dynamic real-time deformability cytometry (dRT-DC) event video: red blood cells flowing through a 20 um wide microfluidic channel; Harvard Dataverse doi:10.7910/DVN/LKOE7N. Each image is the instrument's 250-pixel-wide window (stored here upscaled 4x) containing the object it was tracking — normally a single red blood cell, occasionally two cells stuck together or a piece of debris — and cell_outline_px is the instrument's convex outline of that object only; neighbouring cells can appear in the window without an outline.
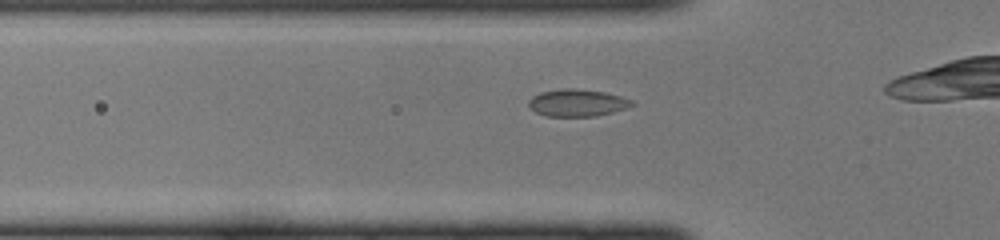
{"species": "common noctule bat (a hibernating species)", "species_latin": "Nyctalus noctula", "temperature_condition": "cold", "stored_images_in_passage": 10, "camera_frame_rate_fps": 3000, "um_per_image_px": 0.085, "animal": {"sex": "female", "body_mass_g": 22.0, "forearm_length_mm": 56.7}, "frame": {"image": 1, "passage_image": 2, "time_ms": 0.333, "image_size_px": [1000, 240], "cell_outline_px": [[636, 104], [628, 108], [596, 116], [544, 116], [536, 112], [528, 104], [528, 100], [532, 96], [540, 92], [564, 88], [576, 88], [604, 92], [620, 96], [632, 100]], "centroid_in_image_um": [49.07, 8.73], "position_along_channel_um": 76.7, "area_um2": 16.42}}
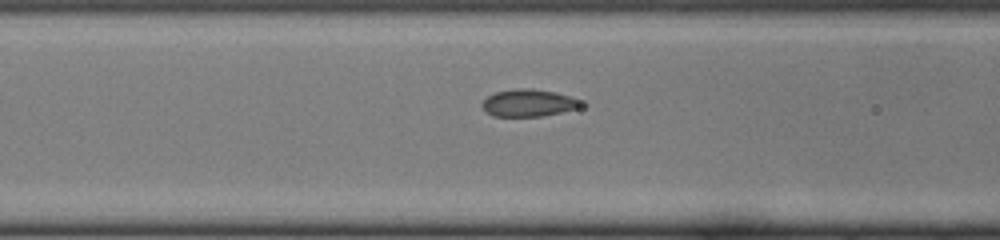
{"frame": {"image": 2, "passage_image": 5, "time_ms": 1.333, "image_size_px": [1000, 240], "cell_outline_px": [[588, 104], [576, 108], [544, 116], [492, 116], [480, 104], [488, 96], [496, 92], [512, 88], [532, 88], [556, 92], [584, 100]], "centroid_in_image_um": [44.99, 8.73], "position_along_channel_um": 121.6, "area_um2": 15.9}}
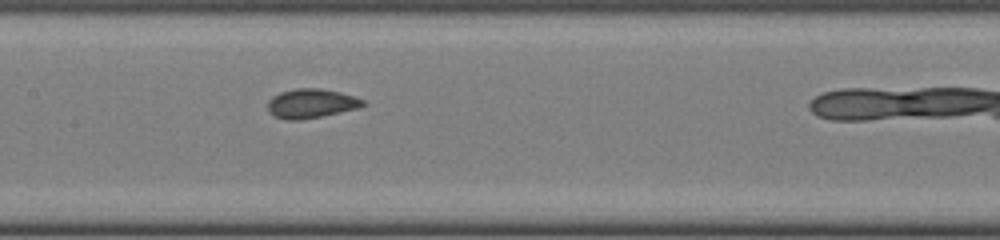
{"frame": {"image": 3, "passage_image": 9, "time_ms": 2.667, "image_size_px": [1000, 240], "cell_outline_px": [[368, 104], [360, 108], [320, 116], [296, 120], [288, 120], [276, 116], [268, 112], [268, 100], [272, 96], [280, 92], [296, 88], [320, 88], [340, 92], [364, 100]], "centroid_in_image_um": [26.46, 8.78], "position_along_channel_um": 180.9, "area_um2": 16.18}}